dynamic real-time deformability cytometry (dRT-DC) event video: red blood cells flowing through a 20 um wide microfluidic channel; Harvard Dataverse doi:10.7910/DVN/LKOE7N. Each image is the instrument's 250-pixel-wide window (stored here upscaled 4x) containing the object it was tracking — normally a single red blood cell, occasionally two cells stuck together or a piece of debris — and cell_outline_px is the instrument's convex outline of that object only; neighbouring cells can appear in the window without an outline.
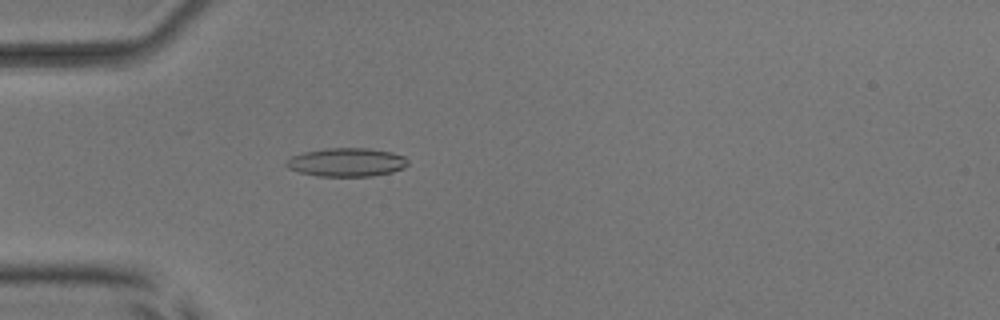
{"species": "common noctule bat (a hibernating species)", "species_latin": "Nyctalus noctula", "temperature_condition": "room temperature", "stored_images_in_passage": 54, "camera_frame_rate_fps": 3000, "um_per_image_px": 0.085, "animal": {"sex": "male", "body_mass_g": 17.9, "forearm_length_mm": 54.2}, "frame": {"image": 1, "passage_image": 17, "time_ms": 5.333, "image_size_px": [1000, 320], "cell_outline_px": [[408, 164], [404, 168], [392, 172], [372, 176], [316, 176], [300, 172], [288, 168], [284, 164], [284, 160], [292, 156], [304, 152], [324, 148], [368, 148], [392, 152], [404, 156], [408, 160]], "centroid_in_image_um": [29.45, 13.79], "position_along_channel_um": 55.6, "area_um2": 20.4}}
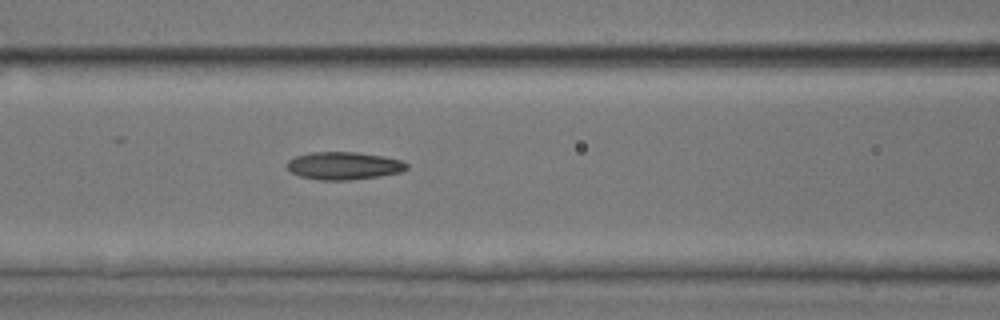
{"frame": {"image": 2, "passage_image": 24, "time_ms": 7.667, "image_size_px": [1000, 320], "cell_outline_px": [[408, 168], [400, 172], [376, 176], [348, 180], [320, 180], [300, 176], [292, 172], [288, 168], [288, 160], [296, 156], [312, 152], [356, 152], [380, 156], [400, 160], [408, 164]], "centroid_in_image_um": [29.2, 14.08], "position_along_channel_um": 137.4, "area_um2": 18.96}}
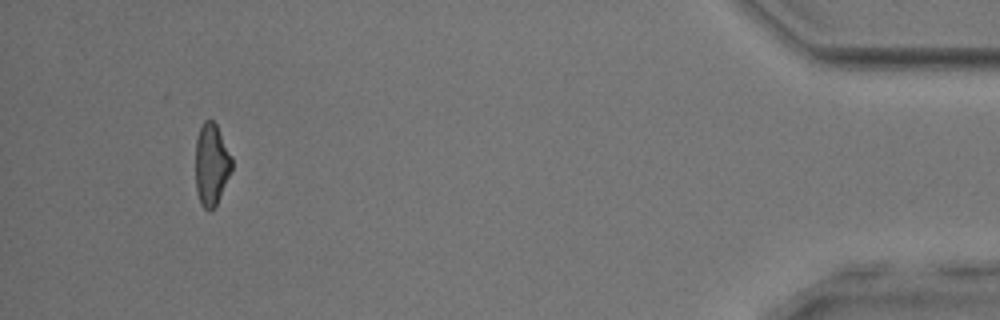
{"frame": {"image": 3, "passage_image": 51, "time_ms": 16.667, "image_size_px": [1000, 320], "cell_outline_px": [[232, 172], [216, 204], [208, 212], [200, 204], [196, 188], [196, 140], [200, 128], [204, 120], [212, 120], [216, 124], [232, 156]], "centroid_in_image_um": [17.98, 13.99], "position_along_channel_um": 417.2, "area_um2": 17.34}, "authors_computed_cell_mechanics": {"area_um2": 18.8139, "velocity_mm_per_s": 3.8664, "shape_relaxation_time_tau1_ms": null, "shape_relaxation_time_tau2_ms": 2.5219, "deformation_change_tau1": null, "deformation_change_tau2": 0.1025}}